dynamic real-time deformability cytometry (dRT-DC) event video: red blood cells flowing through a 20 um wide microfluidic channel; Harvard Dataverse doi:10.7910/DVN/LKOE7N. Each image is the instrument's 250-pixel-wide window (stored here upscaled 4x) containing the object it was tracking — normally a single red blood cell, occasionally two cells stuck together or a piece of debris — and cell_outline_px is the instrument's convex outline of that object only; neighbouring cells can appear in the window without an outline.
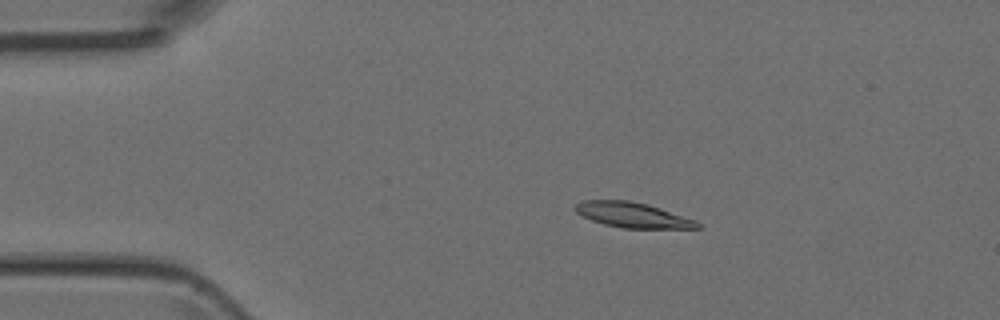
{"species": "Egyptian fruit bat (a non-hibernating species)", "species_latin": "Rousettus aegyptiacus", "temperature_condition": "room temperature", "stored_images_in_passage": 41, "camera_frame_rate_fps": 3000, "um_per_image_px": 0.085, "animal": {"sex": "female"}, "frame": {"image": 1, "passage_image": 2, "time_ms": 0.333, "image_size_px": [1000, 320], "cell_outline_px": [[700, 228], [624, 228], [604, 224], [592, 220], [576, 212], [572, 208], [576, 204], [584, 200], [628, 200], [648, 204], [696, 220], [700, 224]], "centroid_in_image_um": [53.76, 18.27], "position_along_channel_um": 31.2, "area_um2": 17.8}}
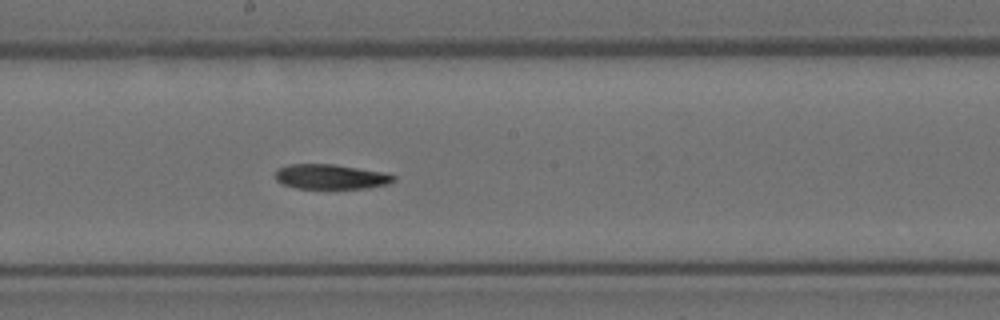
{"frame": {"image": 2, "passage_image": 19, "time_ms": 6.0, "image_size_px": [1000, 320], "cell_outline_px": [[396, 180], [388, 184], [364, 188], [296, 188], [284, 184], [276, 180], [276, 172], [280, 168], [288, 164], [332, 164], [384, 172], [396, 176]], "centroid_in_image_um": [28.14, 15.02], "position_along_channel_um": 220.1, "area_um2": 16.94}}
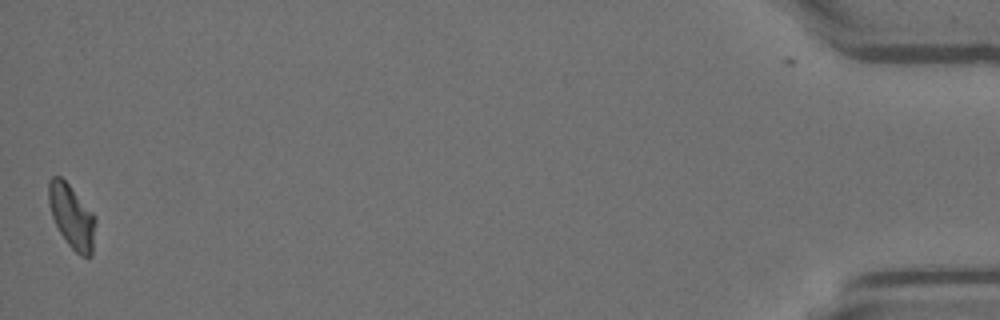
{"frame": {"image": 3, "passage_image": 41, "time_ms": 13.333, "image_size_px": [1000, 320], "cell_outline_px": [[96, 220], [92, 256], [80, 256], [68, 244], [60, 232], [52, 216], [48, 204], [48, 180], [52, 176], [60, 176], [68, 184], [96, 216]], "centroid_in_image_um": [6.1, 18.39], "position_along_channel_um": 429.1, "area_um2": 17.34}}